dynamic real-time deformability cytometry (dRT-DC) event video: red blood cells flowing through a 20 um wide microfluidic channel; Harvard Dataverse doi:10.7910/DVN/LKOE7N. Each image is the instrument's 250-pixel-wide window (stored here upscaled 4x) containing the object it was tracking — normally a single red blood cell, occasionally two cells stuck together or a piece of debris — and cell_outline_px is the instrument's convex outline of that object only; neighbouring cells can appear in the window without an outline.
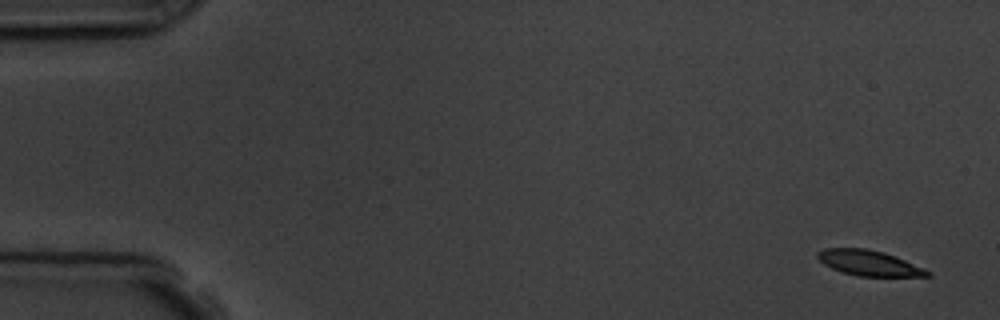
{"species": "common noctule bat (a hibernating species)", "species_latin": "Nyctalus noctula", "temperature_condition": "room temperature", "stored_images_in_passage": 5, "camera_frame_rate_fps": 3000, "um_per_image_px": 0.085, "animal": {"sex": "male", "body_mass_g": 19.5, "forearm_length_mm": 54.6}, "frame": {"image": 1, "passage_image": 1, "time_ms": 0.0, "image_size_px": [1000, 320], "cell_outline_px": [[932, 276], [856, 276], [840, 272], [824, 264], [816, 256], [816, 252], [824, 248], [864, 248], [884, 252], [924, 268], [932, 272]], "centroid_in_image_um": [73.84, 22.36], "position_along_channel_um": 11.2, "area_um2": 16.24}}
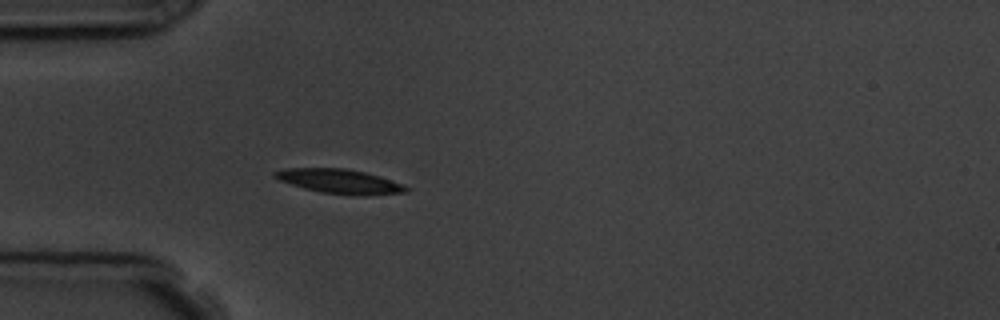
{"frame": {"image": 2, "passage_image": 5, "time_ms": 4.667, "image_size_px": [1000, 320], "cell_outline_px": [[408, 192], [364, 196], [356, 196], [320, 192], [304, 188], [280, 180], [272, 176], [272, 172], [288, 168], [344, 168], [364, 172], [404, 184], [408, 188]], "centroid_in_image_um": [28.88, 15.42], "position_along_channel_um": 56.1, "area_um2": 18.61}}